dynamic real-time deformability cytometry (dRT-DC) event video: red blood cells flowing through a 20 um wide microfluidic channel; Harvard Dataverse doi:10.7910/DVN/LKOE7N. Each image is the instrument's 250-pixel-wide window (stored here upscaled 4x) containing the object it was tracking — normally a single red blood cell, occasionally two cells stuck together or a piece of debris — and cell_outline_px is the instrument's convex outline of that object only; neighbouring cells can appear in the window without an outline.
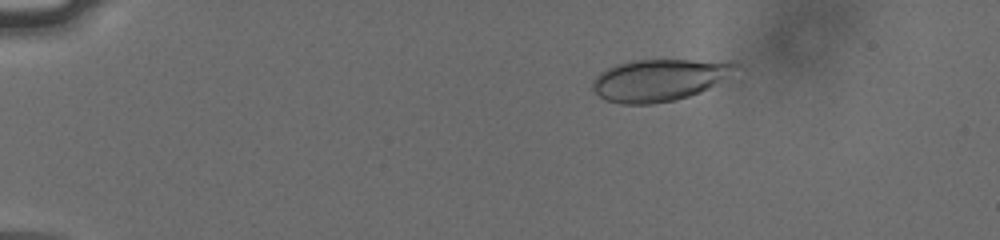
{"species": "human", "species_latin": "Homo sapiens", "temperature_condition": "cold", "stored_images_in_passage": 47, "camera_frame_rate_fps": 3000, "um_per_image_px": 0.085, "donor": {"sex": "male"}, "frame": {"image": 1, "passage_image": 2, "time_ms": 0.333, "image_size_px": [1000, 240], "cell_outline_px": [[736, 64], [712, 84], [700, 92], [688, 96], [672, 100], [652, 104], [624, 104], [608, 100], [600, 96], [592, 88], [592, 84], [596, 76], [600, 72], [616, 64], [632, 60], [732, 60]], "centroid_in_image_um": [55.91, 6.79], "position_along_channel_um": 29.1, "area_um2": 33.87}}
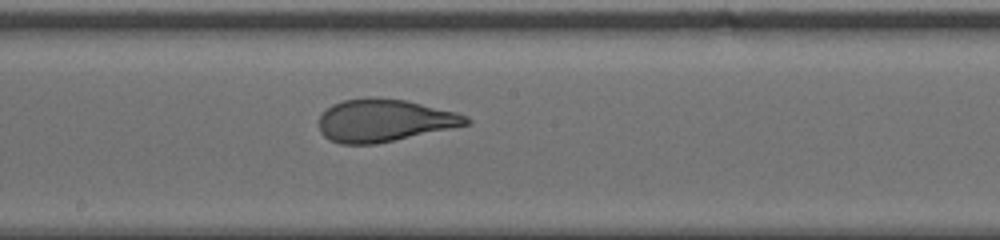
{"frame": {"image": 2, "passage_image": 24, "time_ms": 7.667, "image_size_px": [1000, 240], "cell_outline_px": [[472, 120], [468, 124], [376, 144], [340, 144], [324, 136], [320, 132], [320, 116], [332, 104], [344, 100], [368, 96], [372, 96], [404, 100], [456, 112], [468, 116]], "centroid_in_image_um": [32.64, 10.23], "position_along_channel_um": 215.6, "area_um2": 36.18}}
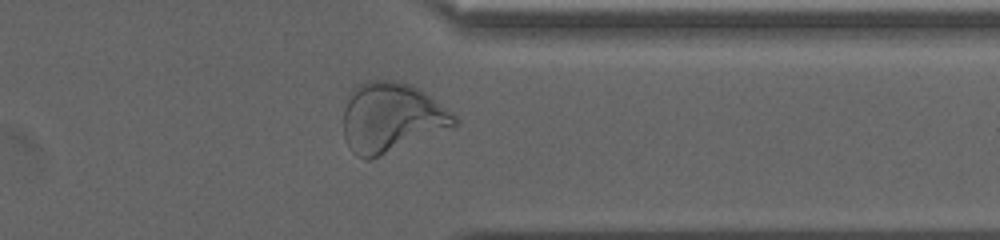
{"frame": {"image": 3, "passage_image": 37, "time_ms": 12.0, "image_size_px": [1000, 240], "cell_outline_px": [[460, 120], [456, 124], [380, 156], [368, 160], [364, 160], [356, 156], [352, 152], [344, 140], [344, 108], [352, 88], [356, 84], [372, 80], [392, 80], [408, 84], [424, 92], [456, 116]], "centroid_in_image_um": [33.19, 9.99], "position_along_channel_um": 378.2, "area_um2": 44.45}, "authors_computed_cell_mechanics": {"area_um2": 36.8186, "velocity_mm_per_s": 3.7994, "shape_relaxation_time_tau1_ms": 6.4184, "shape_relaxation_time_tau2_ms": null, "deformation_change_tau1": 0.2172, "deformation_change_tau2": null}}